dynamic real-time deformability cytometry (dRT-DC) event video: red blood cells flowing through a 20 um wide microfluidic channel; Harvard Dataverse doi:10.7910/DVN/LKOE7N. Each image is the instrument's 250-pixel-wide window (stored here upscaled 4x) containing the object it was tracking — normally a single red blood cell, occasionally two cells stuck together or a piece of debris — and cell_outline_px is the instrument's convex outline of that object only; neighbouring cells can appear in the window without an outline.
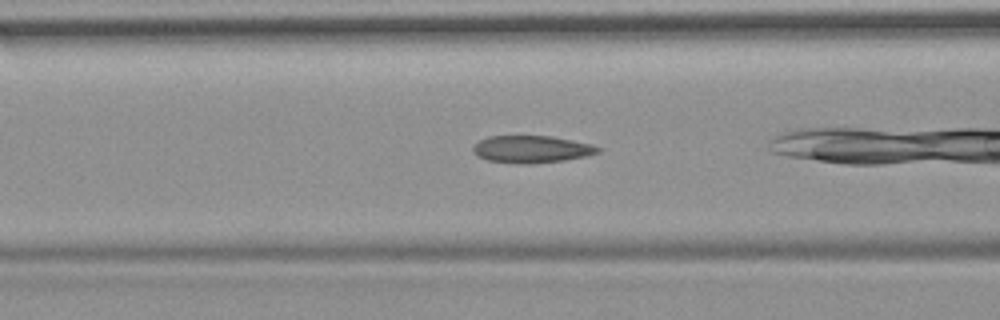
{"species": "common noctule bat (a hibernating species)", "species_latin": "Nyctalus noctula", "temperature_condition": "room temperature", "stored_images_in_passage": 7, "camera_frame_rate_fps": 3000, "um_per_image_px": 0.085, "animal": {"sex": "female", "body_mass_g": 19.9}, "frame": {"image": 1, "passage_image": 5, "time_ms": 1.333, "image_size_px": [1000, 320], "cell_outline_px": [[600, 152], [588, 156], [564, 160], [532, 164], [524, 164], [488, 160], [476, 156], [472, 152], [472, 148], [480, 140], [488, 136], [552, 136], [592, 144], [600, 148]], "centroid_in_image_um": [45.19, 12.68], "position_along_channel_um": 121.4, "area_um2": 19.88}}